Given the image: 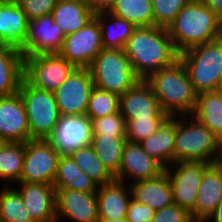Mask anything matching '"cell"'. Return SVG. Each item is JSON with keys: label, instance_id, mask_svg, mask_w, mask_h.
<instances>
[{"label": "cell", "instance_id": "cell-26", "mask_svg": "<svg viewBox=\"0 0 222 222\" xmlns=\"http://www.w3.org/2000/svg\"><path fill=\"white\" fill-rule=\"evenodd\" d=\"M50 15L66 36L88 24L95 14L84 1H57Z\"/></svg>", "mask_w": 222, "mask_h": 222}, {"label": "cell", "instance_id": "cell-35", "mask_svg": "<svg viewBox=\"0 0 222 222\" xmlns=\"http://www.w3.org/2000/svg\"><path fill=\"white\" fill-rule=\"evenodd\" d=\"M120 112V96L93 87L86 110V115L90 119L101 118Z\"/></svg>", "mask_w": 222, "mask_h": 222}, {"label": "cell", "instance_id": "cell-4", "mask_svg": "<svg viewBox=\"0 0 222 222\" xmlns=\"http://www.w3.org/2000/svg\"><path fill=\"white\" fill-rule=\"evenodd\" d=\"M222 161V141L192 115L176 117L174 163Z\"/></svg>", "mask_w": 222, "mask_h": 222}, {"label": "cell", "instance_id": "cell-14", "mask_svg": "<svg viewBox=\"0 0 222 222\" xmlns=\"http://www.w3.org/2000/svg\"><path fill=\"white\" fill-rule=\"evenodd\" d=\"M56 222H97L98 201L96 193L80 192L72 189H55Z\"/></svg>", "mask_w": 222, "mask_h": 222}, {"label": "cell", "instance_id": "cell-45", "mask_svg": "<svg viewBox=\"0 0 222 222\" xmlns=\"http://www.w3.org/2000/svg\"><path fill=\"white\" fill-rule=\"evenodd\" d=\"M97 222H129V221L126 219V217H124L116 220L99 218Z\"/></svg>", "mask_w": 222, "mask_h": 222}, {"label": "cell", "instance_id": "cell-28", "mask_svg": "<svg viewBox=\"0 0 222 222\" xmlns=\"http://www.w3.org/2000/svg\"><path fill=\"white\" fill-rule=\"evenodd\" d=\"M191 115L222 141V93L209 91L197 94Z\"/></svg>", "mask_w": 222, "mask_h": 222}, {"label": "cell", "instance_id": "cell-11", "mask_svg": "<svg viewBox=\"0 0 222 222\" xmlns=\"http://www.w3.org/2000/svg\"><path fill=\"white\" fill-rule=\"evenodd\" d=\"M102 49L101 28L94 17L80 30L64 37L58 54L75 68H89Z\"/></svg>", "mask_w": 222, "mask_h": 222}, {"label": "cell", "instance_id": "cell-34", "mask_svg": "<svg viewBox=\"0 0 222 222\" xmlns=\"http://www.w3.org/2000/svg\"><path fill=\"white\" fill-rule=\"evenodd\" d=\"M0 222H34L13 186L0 188Z\"/></svg>", "mask_w": 222, "mask_h": 222}, {"label": "cell", "instance_id": "cell-38", "mask_svg": "<svg viewBox=\"0 0 222 222\" xmlns=\"http://www.w3.org/2000/svg\"><path fill=\"white\" fill-rule=\"evenodd\" d=\"M92 134L105 136L126 137V120L121 112L91 119Z\"/></svg>", "mask_w": 222, "mask_h": 222}, {"label": "cell", "instance_id": "cell-25", "mask_svg": "<svg viewBox=\"0 0 222 222\" xmlns=\"http://www.w3.org/2000/svg\"><path fill=\"white\" fill-rule=\"evenodd\" d=\"M24 78V56L15 48L0 47V97L19 91Z\"/></svg>", "mask_w": 222, "mask_h": 222}, {"label": "cell", "instance_id": "cell-9", "mask_svg": "<svg viewBox=\"0 0 222 222\" xmlns=\"http://www.w3.org/2000/svg\"><path fill=\"white\" fill-rule=\"evenodd\" d=\"M206 162H176L165 168L174 204L186 209L195 222V202Z\"/></svg>", "mask_w": 222, "mask_h": 222}, {"label": "cell", "instance_id": "cell-46", "mask_svg": "<svg viewBox=\"0 0 222 222\" xmlns=\"http://www.w3.org/2000/svg\"><path fill=\"white\" fill-rule=\"evenodd\" d=\"M21 0H0L1 4H19Z\"/></svg>", "mask_w": 222, "mask_h": 222}, {"label": "cell", "instance_id": "cell-49", "mask_svg": "<svg viewBox=\"0 0 222 222\" xmlns=\"http://www.w3.org/2000/svg\"><path fill=\"white\" fill-rule=\"evenodd\" d=\"M57 1H84V0H57Z\"/></svg>", "mask_w": 222, "mask_h": 222}, {"label": "cell", "instance_id": "cell-36", "mask_svg": "<svg viewBox=\"0 0 222 222\" xmlns=\"http://www.w3.org/2000/svg\"><path fill=\"white\" fill-rule=\"evenodd\" d=\"M189 0H151L154 26L168 28Z\"/></svg>", "mask_w": 222, "mask_h": 222}, {"label": "cell", "instance_id": "cell-19", "mask_svg": "<svg viewBox=\"0 0 222 222\" xmlns=\"http://www.w3.org/2000/svg\"><path fill=\"white\" fill-rule=\"evenodd\" d=\"M0 136L7 142L30 140L28 118L19 92L0 97Z\"/></svg>", "mask_w": 222, "mask_h": 222}, {"label": "cell", "instance_id": "cell-15", "mask_svg": "<svg viewBox=\"0 0 222 222\" xmlns=\"http://www.w3.org/2000/svg\"><path fill=\"white\" fill-rule=\"evenodd\" d=\"M120 112L126 121L138 118H169L163 112L150 84L142 79L120 96Z\"/></svg>", "mask_w": 222, "mask_h": 222}, {"label": "cell", "instance_id": "cell-44", "mask_svg": "<svg viewBox=\"0 0 222 222\" xmlns=\"http://www.w3.org/2000/svg\"><path fill=\"white\" fill-rule=\"evenodd\" d=\"M205 222H222V199Z\"/></svg>", "mask_w": 222, "mask_h": 222}, {"label": "cell", "instance_id": "cell-48", "mask_svg": "<svg viewBox=\"0 0 222 222\" xmlns=\"http://www.w3.org/2000/svg\"><path fill=\"white\" fill-rule=\"evenodd\" d=\"M6 143L7 141L0 136V150L5 146Z\"/></svg>", "mask_w": 222, "mask_h": 222}, {"label": "cell", "instance_id": "cell-1", "mask_svg": "<svg viewBox=\"0 0 222 222\" xmlns=\"http://www.w3.org/2000/svg\"><path fill=\"white\" fill-rule=\"evenodd\" d=\"M123 50L142 80L179 60L167 29L156 26L136 27Z\"/></svg>", "mask_w": 222, "mask_h": 222}, {"label": "cell", "instance_id": "cell-17", "mask_svg": "<svg viewBox=\"0 0 222 222\" xmlns=\"http://www.w3.org/2000/svg\"><path fill=\"white\" fill-rule=\"evenodd\" d=\"M165 171V167L149 156L139 143L126 142L123 148L122 162L116 180L130 184L136 181L154 178Z\"/></svg>", "mask_w": 222, "mask_h": 222}, {"label": "cell", "instance_id": "cell-24", "mask_svg": "<svg viewBox=\"0 0 222 222\" xmlns=\"http://www.w3.org/2000/svg\"><path fill=\"white\" fill-rule=\"evenodd\" d=\"M175 135L176 117H169L154 134L139 144L149 156L166 168L174 163Z\"/></svg>", "mask_w": 222, "mask_h": 222}, {"label": "cell", "instance_id": "cell-16", "mask_svg": "<svg viewBox=\"0 0 222 222\" xmlns=\"http://www.w3.org/2000/svg\"><path fill=\"white\" fill-rule=\"evenodd\" d=\"M64 33L54 23L51 15L31 19L28 22V32L23 56L58 53L62 48Z\"/></svg>", "mask_w": 222, "mask_h": 222}, {"label": "cell", "instance_id": "cell-30", "mask_svg": "<svg viewBox=\"0 0 222 222\" xmlns=\"http://www.w3.org/2000/svg\"><path fill=\"white\" fill-rule=\"evenodd\" d=\"M126 142V137L92 134L90 146L113 176L119 172Z\"/></svg>", "mask_w": 222, "mask_h": 222}, {"label": "cell", "instance_id": "cell-18", "mask_svg": "<svg viewBox=\"0 0 222 222\" xmlns=\"http://www.w3.org/2000/svg\"><path fill=\"white\" fill-rule=\"evenodd\" d=\"M12 185L21 195L34 222H56L55 188L46 183L18 182Z\"/></svg>", "mask_w": 222, "mask_h": 222}, {"label": "cell", "instance_id": "cell-20", "mask_svg": "<svg viewBox=\"0 0 222 222\" xmlns=\"http://www.w3.org/2000/svg\"><path fill=\"white\" fill-rule=\"evenodd\" d=\"M221 199L222 162H218L204 170L195 202V222H205Z\"/></svg>", "mask_w": 222, "mask_h": 222}, {"label": "cell", "instance_id": "cell-27", "mask_svg": "<svg viewBox=\"0 0 222 222\" xmlns=\"http://www.w3.org/2000/svg\"><path fill=\"white\" fill-rule=\"evenodd\" d=\"M53 186L87 193H96L98 189L96 182L76 165L70 155L59 157Z\"/></svg>", "mask_w": 222, "mask_h": 222}, {"label": "cell", "instance_id": "cell-10", "mask_svg": "<svg viewBox=\"0 0 222 222\" xmlns=\"http://www.w3.org/2000/svg\"><path fill=\"white\" fill-rule=\"evenodd\" d=\"M59 157L57 150L45 139L26 141L19 182L53 185Z\"/></svg>", "mask_w": 222, "mask_h": 222}, {"label": "cell", "instance_id": "cell-2", "mask_svg": "<svg viewBox=\"0 0 222 222\" xmlns=\"http://www.w3.org/2000/svg\"><path fill=\"white\" fill-rule=\"evenodd\" d=\"M167 31L180 54L222 37V22L203 2L189 1Z\"/></svg>", "mask_w": 222, "mask_h": 222}, {"label": "cell", "instance_id": "cell-23", "mask_svg": "<svg viewBox=\"0 0 222 222\" xmlns=\"http://www.w3.org/2000/svg\"><path fill=\"white\" fill-rule=\"evenodd\" d=\"M28 22L19 4H1L0 44L21 51L27 37Z\"/></svg>", "mask_w": 222, "mask_h": 222}, {"label": "cell", "instance_id": "cell-43", "mask_svg": "<svg viewBox=\"0 0 222 222\" xmlns=\"http://www.w3.org/2000/svg\"><path fill=\"white\" fill-rule=\"evenodd\" d=\"M203 3L222 22V0H203Z\"/></svg>", "mask_w": 222, "mask_h": 222}, {"label": "cell", "instance_id": "cell-31", "mask_svg": "<svg viewBox=\"0 0 222 222\" xmlns=\"http://www.w3.org/2000/svg\"><path fill=\"white\" fill-rule=\"evenodd\" d=\"M25 143L7 142L0 150V181L12 186L20 181L24 163ZM8 181V182H7Z\"/></svg>", "mask_w": 222, "mask_h": 222}, {"label": "cell", "instance_id": "cell-12", "mask_svg": "<svg viewBox=\"0 0 222 222\" xmlns=\"http://www.w3.org/2000/svg\"><path fill=\"white\" fill-rule=\"evenodd\" d=\"M94 83L88 68H75L53 92L60 115L86 114Z\"/></svg>", "mask_w": 222, "mask_h": 222}, {"label": "cell", "instance_id": "cell-6", "mask_svg": "<svg viewBox=\"0 0 222 222\" xmlns=\"http://www.w3.org/2000/svg\"><path fill=\"white\" fill-rule=\"evenodd\" d=\"M88 69L95 87L118 96L140 80L123 49L103 48Z\"/></svg>", "mask_w": 222, "mask_h": 222}, {"label": "cell", "instance_id": "cell-37", "mask_svg": "<svg viewBox=\"0 0 222 222\" xmlns=\"http://www.w3.org/2000/svg\"><path fill=\"white\" fill-rule=\"evenodd\" d=\"M168 118L131 119L126 121V139L128 142L139 143L148 138Z\"/></svg>", "mask_w": 222, "mask_h": 222}, {"label": "cell", "instance_id": "cell-8", "mask_svg": "<svg viewBox=\"0 0 222 222\" xmlns=\"http://www.w3.org/2000/svg\"><path fill=\"white\" fill-rule=\"evenodd\" d=\"M74 69L58 53L24 56V78L44 91L54 92Z\"/></svg>", "mask_w": 222, "mask_h": 222}, {"label": "cell", "instance_id": "cell-32", "mask_svg": "<svg viewBox=\"0 0 222 222\" xmlns=\"http://www.w3.org/2000/svg\"><path fill=\"white\" fill-rule=\"evenodd\" d=\"M109 13L131 22L136 27L154 26L151 0H115Z\"/></svg>", "mask_w": 222, "mask_h": 222}, {"label": "cell", "instance_id": "cell-13", "mask_svg": "<svg viewBox=\"0 0 222 222\" xmlns=\"http://www.w3.org/2000/svg\"><path fill=\"white\" fill-rule=\"evenodd\" d=\"M60 156H68L92 140V122L86 115H61L52 134L46 139Z\"/></svg>", "mask_w": 222, "mask_h": 222}, {"label": "cell", "instance_id": "cell-50", "mask_svg": "<svg viewBox=\"0 0 222 222\" xmlns=\"http://www.w3.org/2000/svg\"><path fill=\"white\" fill-rule=\"evenodd\" d=\"M189 1L203 2V0H189Z\"/></svg>", "mask_w": 222, "mask_h": 222}, {"label": "cell", "instance_id": "cell-7", "mask_svg": "<svg viewBox=\"0 0 222 222\" xmlns=\"http://www.w3.org/2000/svg\"><path fill=\"white\" fill-rule=\"evenodd\" d=\"M18 92L27 114L30 140H46L61 116L53 92L38 89L25 78L22 79Z\"/></svg>", "mask_w": 222, "mask_h": 222}, {"label": "cell", "instance_id": "cell-5", "mask_svg": "<svg viewBox=\"0 0 222 222\" xmlns=\"http://www.w3.org/2000/svg\"><path fill=\"white\" fill-rule=\"evenodd\" d=\"M179 60L197 94L216 91L222 75V37L180 53Z\"/></svg>", "mask_w": 222, "mask_h": 222}, {"label": "cell", "instance_id": "cell-40", "mask_svg": "<svg viewBox=\"0 0 222 222\" xmlns=\"http://www.w3.org/2000/svg\"><path fill=\"white\" fill-rule=\"evenodd\" d=\"M152 222H194L191 214L176 204L155 211Z\"/></svg>", "mask_w": 222, "mask_h": 222}, {"label": "cell", "instance_id": "cell-47", "mask_svg": "<svg viewBox=\"0 0 222 222\" xmlns=\"http://www.w3.org/2000/svg\"><path fill=\"white\" fill-rule=\"evenodd\" d=\"M217 92L222 93V75L218 84V87L216 89Z\"/></svg>", "mask_w": 222, "mask_h": 222}, {"label": "cell", "instance_id": "cell-33", "mask_svg": "<svg viewBox=\"0 0 222 222\" xmlns=\"http://www.w3.org/2000/svg\"><path fill=\"white\" fill-rule=\"evenodd\" d=\"M76 165L85 172L96 184L103 185L112 182L115 177L104 166L95 154L92 147L86 146L79 148L70 154Z\"/></svg>", "mask_w": 222, "mask_h": 222}, {"label": "cell", "instance_id": "cell-39", "mask_svg": "<svg viewBox=\"0 0 222 222\" xmlns=\"http://www.w3.org/2000/svg\"><path fill=\"white\" fill-rule=\"evenodd\" d=\"M57 0H21L19 5L30 21L38 17L50 15Z\"/></svg>", "mask_w": 222, "mask_h": 222}, {"label": "cell", "instance_id": "cell-29", "mask_svg": "<svg viewBox=\"0 0 222 222\" xmlns=\"http://www.w3.org/2000/svg\"><path fill=\"white\" fill-rule=\"evenodd\" d=\"M94 17L100 24L102 45L106 49H123L136 28L131 22L109 12L97 13Z\"/></svg>", "mask_w": 222, "mask_h": 222}, {"label": "cell", "instance_id": "cell-42", "mask_svg": "<svg viewBox=\"0 0 222 222\" xmlns=\"http://www.w3.org/2000/svg\"><path fill=\"white\" fill-rule=\"evenodd\" d=\"M88 8L94 13L109 12L115 0H84Z\"/></svg>", "mask_w": 222, "mask_h": 222}, {"label": "cell", "instance_id": "cell-41", "mask_svg": "<svg viewBox=\"0 0 222 222\" xmlns=\"http://www.w3.org/2000/svg\"><path fill=\"white\" fill-rule=\"evenodd\" d=\"M155 210L150 206L141 204L132 197L128 204L126 219L129 222H152Z\"/></svg>", "mask_w": 222, "mask_h": 222}, {"label": "cell", "instance_id": "cell-3", "mask_svg": "<svg viewBox=\"0 0 222 222\" xmlns=\"http://www.w3.org/2000/svg\"><path fill=\"white\" fill-rule=\"evenodd\" d=\"M146 81L150 84L163 112L169 117L192 114L197 93L180 60L151 74Z\"/></svg>", "mask_w": 222, "mask_h": 222}, {"label": "cell", "instance_id": "cell-21", "mask_svg": "<svg viewBox=\"0 0 222 222\" xmlns=\"http://www.w3.org/2000/svg\"><path fill=\"white\" fill-rule=\"evenodd\" d=\"M131 197L141 204L160 210L173 204L172 188L167 172L129 184Z\"/></svg>", "mask_w": 222, "mask_h": 222}, {"label": "cell", "instance_id": "cell-22", "mask_svg": "<svg viewBox=\"0 0 222 222\" xmlns=\"http://www.w3.org/2000/svg\"><path fill=\"white\" fill-rule=\"evenodd\" d=\"M99 218L116 220L126 217L131 191L128 184L114 179L97 189Z\"/></svg>", "mask_w": 222, "mask_h": 222}]
</instances>
